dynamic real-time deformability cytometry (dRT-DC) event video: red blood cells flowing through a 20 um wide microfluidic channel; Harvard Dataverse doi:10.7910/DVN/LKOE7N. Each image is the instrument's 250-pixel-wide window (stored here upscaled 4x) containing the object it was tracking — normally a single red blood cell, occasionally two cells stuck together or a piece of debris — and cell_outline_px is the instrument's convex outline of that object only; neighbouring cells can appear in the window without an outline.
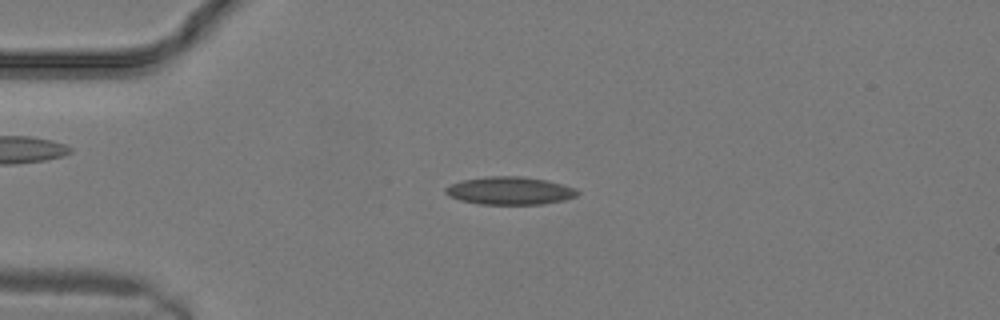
{"species": "common noctule bat (a hibernating species)", "species_latin": "Nyctalus noctula", "temperature_condition": "warm", "stored_images_in_passage": 9, "camera_frame_rate_fps": 3000, "um_per_image_px": 0.085, "animal": {"sex": "male", "body_mass_g": 19.2, "forearm_length_mm": 51.8}, "frame": {"image": 1, "passage_image": 6, "time_ms": 1.667, "image_size_px": [1000, 320], "cell_outline_px": [[580, 192], [576, 196], [564, 200], [544, 204], [480, 204], [460, 200], [448, 196], [444, 192], [444, 188], [460, 180], [484, 176], [524, 176], [548, 180], [576, 188]], "centroid_in_image_um": [43.33, 16.2], "position_along_channel_um": 41.7, "area_um2": 21.68}}
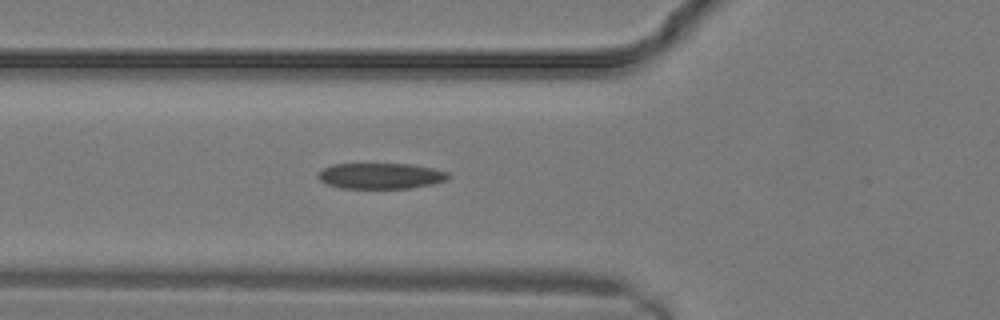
{"frame": {"image": 2, "passage_image": 9, "time_ms": 2.667, "image_size_px": [1000, 320], "cell_outline_px": [[452, 176], [448, 180], [432, 184], [412, 188], [340, 188], [328, 184], [320, 180], [316, 176], [324, 168], [332, 164], [412, 164], [432, 168], [448, 172]], "centroid_in_image_um": [32.4, 14.95], "position_along_channel_um": 93.4, "area_um2": 19.65}}